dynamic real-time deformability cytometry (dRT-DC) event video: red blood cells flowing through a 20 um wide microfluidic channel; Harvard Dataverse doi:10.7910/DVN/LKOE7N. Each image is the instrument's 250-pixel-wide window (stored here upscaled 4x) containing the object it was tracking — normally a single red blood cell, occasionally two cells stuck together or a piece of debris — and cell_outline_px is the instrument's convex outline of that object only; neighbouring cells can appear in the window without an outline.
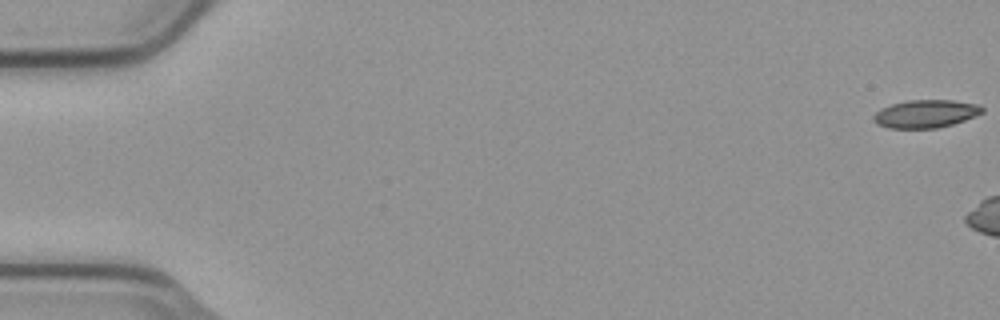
{"species": "common noctule bat (a hibernating species)", "species_latin": "Nyctalus noctula", "temperature_condition": "cold", "stored_images_in_passage": 9, "camera_frame_rate_fps": 3000, "um_per_image_px": 0.085, "animal": {"sex": "male", "body_mass_g": 23.1, "forearm_length_mm": 52.7}, "frame": {"image": 1, "passage_image": 1, "time_ms": 0.0, "image_size_px": [1000, 320], "cell_outline_px": [[984, 112], [964, 120], [952, 124], [936, 128], [888, 128], [876, 124], [872, 120], [872, 116], [880, 108], [892, 104], [908, 100], [952, 100], [980, 104], [984, 108]], "centroid_in_image_um": [78.66, 9.67], "position_along_channel_um": 6.3, "area_um2": 17.8}}